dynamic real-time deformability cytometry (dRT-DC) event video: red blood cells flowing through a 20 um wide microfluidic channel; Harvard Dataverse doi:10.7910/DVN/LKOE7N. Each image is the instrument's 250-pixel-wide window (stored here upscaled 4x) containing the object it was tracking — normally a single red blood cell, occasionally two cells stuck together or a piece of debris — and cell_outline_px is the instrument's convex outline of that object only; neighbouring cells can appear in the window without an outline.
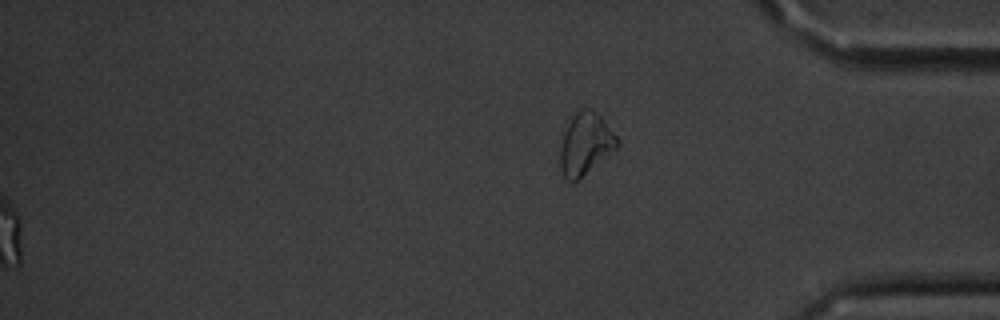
{"species": "common noctule bat (a hibernating species)", "species_latin": "Nyctalus noctula", "temperature_condition": "cold", "stored_images_in_passage": 56, "segment_of_instrument_passage": [2, 2], "camera_frame_rate_fps": 3000, "um_per_image_px": 0.085, "animal": {"sex": "male", "body_mass_g": 20.1, "forearm_length_mm": 53.5}, "frame": {"image": 1, "passage_image": 56, "time_ms": 18.333, "image_size_px": [1000, 320], "cell_outline_px": [[620, 144], [616, 148], [572, 184], [564, 176], [560, 168], [560, 148], [564, 132], [572, 116], [576, 112], [584, 108], [592, 108], [604, 120], [616, 136]], "centroid_in_image_um": [49.74, 12.22], "position_along_channel_um": 385.5, "area_um2": 20.23}}